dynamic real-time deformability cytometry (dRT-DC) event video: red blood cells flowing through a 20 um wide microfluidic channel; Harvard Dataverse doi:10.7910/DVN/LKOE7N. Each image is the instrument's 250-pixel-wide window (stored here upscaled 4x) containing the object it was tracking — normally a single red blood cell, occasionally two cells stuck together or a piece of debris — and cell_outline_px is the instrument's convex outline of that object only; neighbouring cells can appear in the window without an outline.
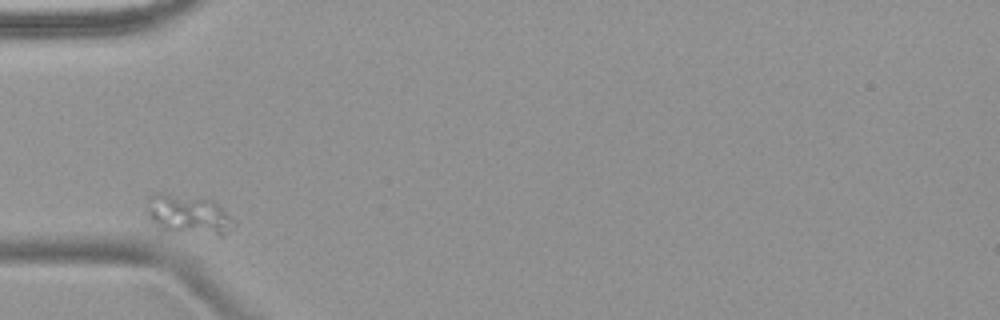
{"species": "common noctule bat (a hibernating species)", "species_latin": "Nyctalus noctula", "temperature_condition": "warm", "stored_images_in_passage": 2, "camera_frame_rate_fps": 3000, "um_per_image_px": 0.085, "animal": {"sex": "female", "body_mass_g": 18.4}, "frame": {"image": 1, "passage_image": 1, "time_ms": 0.0, "image_size_px": [1000, 320], "cell_outline_px": [[236, 224], [224, 236], [220, 236], [160, 232], [148, 216], [148, 196], [156, 192], [160, 192], [212, 200], [236, 220]], "centroid_in_image_um": [16.01, 18.3], "position_along_channel_um": 69.0, "area_um2": 20.81}}